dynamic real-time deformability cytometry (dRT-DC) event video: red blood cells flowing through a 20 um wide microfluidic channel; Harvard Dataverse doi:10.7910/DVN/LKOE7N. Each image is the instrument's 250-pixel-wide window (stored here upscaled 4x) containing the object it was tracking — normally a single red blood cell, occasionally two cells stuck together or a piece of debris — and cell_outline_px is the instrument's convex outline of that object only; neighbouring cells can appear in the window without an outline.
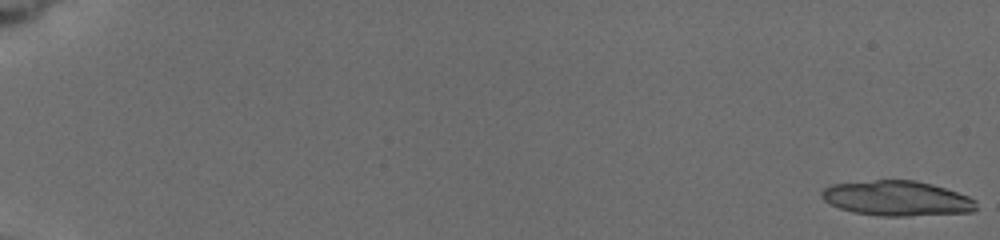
{"species": "common noctule bat (a hibernating species)", "species_latin": "Nyctalus noctula", "temperature_condition": "cold", "stored_images_in_passage": 74, "camera_frame_rate_fps": 3000, "um_per_image_px": 0.085, "animal": {"sex": "female", "body_mass_g": 19.5, "forearm_length_mm": 54.1}, "frame": {"image": 1, "passage_image": 1, "time_ms": 0.0, "image_size_px": [1000, 240], "cell_outline_px": [[976, 208], [972, 212], [908, 216], [880, 216], [852, 212], [840, 208], [824, 200], [820, 196], [820, 192], [824, 188], [832, 184], [876, 180], [916, 180], [932, 184], [968, 196], [976, 200]], "centroid_in_image_um": [76.23, 16.86], "position_along_channel_um": 8.8, "area_um2": 31.5}}
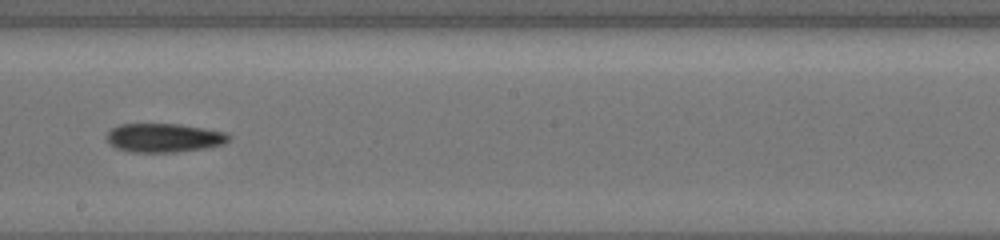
{"frame": {"image": 2, "passage_image": 46, "time_ms": 11.333, "image_size_px": [1000, 240], "cell_outline_px": [[232, 136], [224, 144], [204, 148], [176, 152], [128, 152], [116, 148], [108, 144], [108, 132], [112, 128], [120, 124], [180, 124], [228, 132]], "centroid_in_image_um": [13.96, 11.71], "position_along_channel_um": 234.2, "area_um2": 20.63}}
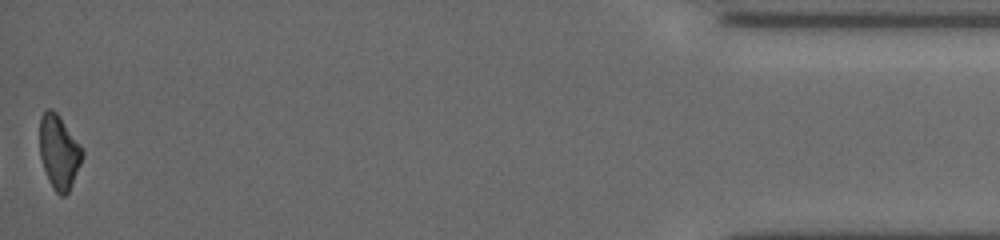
{"frame": {"image": 3, "passage_image": 74, "time_ms": 18.333, "image_size_px": [1000, 240], "cell_outline_px": [[84, 152], [80, 164], [72, 184], [68, 192], [64, 196], [60, 196], [52, 188], [48, 180], [40, 156], [40, 116], [48, 108], [52, 108], [56, 112], [80, 144]], "centroid_in_image_um": [5.0, 12.92], "position_along_channel_um": 430.2, "area_um2": 18.21}, "authors_computed_cell_mechanics": {"area_um2": 20.808, "velocity_mm_per_s": 3.8707, "shape_relaxation_time_tau1_ms": 10.7276, "shape_relaxation_time_tau2_ms": null, "deformation_change_tau1": 0.1954, "deformation_change_tau2": null}}